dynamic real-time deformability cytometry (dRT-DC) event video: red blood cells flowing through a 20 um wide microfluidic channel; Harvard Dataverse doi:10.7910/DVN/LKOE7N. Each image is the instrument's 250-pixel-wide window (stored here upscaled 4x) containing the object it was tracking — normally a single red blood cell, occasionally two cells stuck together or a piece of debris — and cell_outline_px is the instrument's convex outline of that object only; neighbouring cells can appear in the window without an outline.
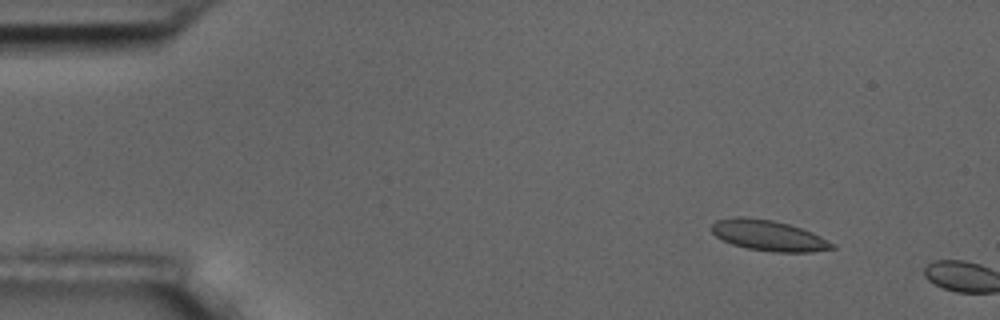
{"species": "common noctule bat (a hibernating species)", "species_latin": "Nyctalus noctula", "temperature_condition": "room temperature", "stored_images_in_passage": 2, "camera_frame_rate_fps": 3000, "um_per_image_px": 0.085, "animal": {"sex": "male", "body_mass_g": 17.5, "forearm_length_mm": 52.3}, "frame": {"image": 1, "passage_image": 1, "time_ms": 0.0, "image_size_px": [1000, 320], "cell_outline_px": [[836, 248], [812, 252], [772, 252], [748, 248], [732, 244], [716, 236], [708, 228], [716, 220], [732, 216], [744, 216], [772, 220], [788, 224], [812, 232], [836, 244]], "centroid_in_image_um": [65.31, 20.01], "position_along_channel_um": 19.7, "area_um2": 21.68}}